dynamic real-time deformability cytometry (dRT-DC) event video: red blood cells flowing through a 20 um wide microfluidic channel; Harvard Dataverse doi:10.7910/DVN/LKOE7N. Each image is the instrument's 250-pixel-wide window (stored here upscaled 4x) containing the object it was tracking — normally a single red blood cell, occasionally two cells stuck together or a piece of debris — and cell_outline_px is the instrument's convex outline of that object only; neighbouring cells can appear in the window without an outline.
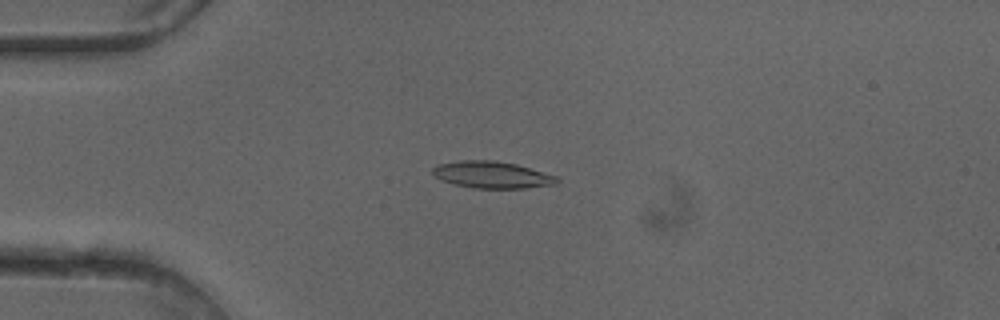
{"species": "common noctule bat (a hibernating species)", "species_latin": "Nyctalus noctula", "temperature_condition": "cold", "stored_images_in_passage": 50, "camera_frame_rate_fps": 3000, "um_per_image_px": 0.085, "animal": {"sex": "female"}, "frame": {"image": 1, "passage_image": 13, "time_ms": 4.0, "image_size_px": [1000, 320], "cell_outline_px": [[560, 180], [556, 184], [524, 188], [476, 188], [456, 184], [440, 180], [432, 172], [432, 168], [436, 164], [460, 160], [492, 160], [516, 164], [556, 176]], "centroid_in_image_um": [41.79, 14.85], "position_along_channel_um": 43.2, "area_um2": 19.31}}
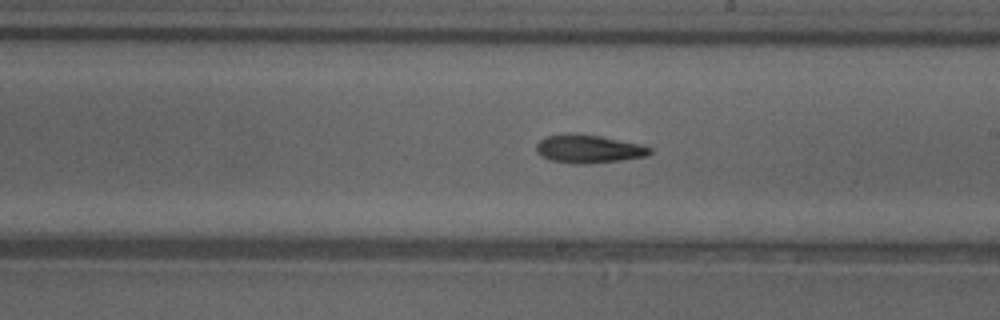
{"frame": {"image": 2, "passage_image": 29, "time_ms": 9.333, "image_size_px": [1000, 320], "cell_outline_px": [[652, 152], [644, 156], [620, 160], [588, 164], [576, 164], [552, 160], [536, 152], [536, 144], [544, 136], [600, 136], [640, 144], [652, 148]], "centroid_in_image_um": [50.06, 12.69], "position_along_channel_um": 238.9, "area_um2": 17.86}}
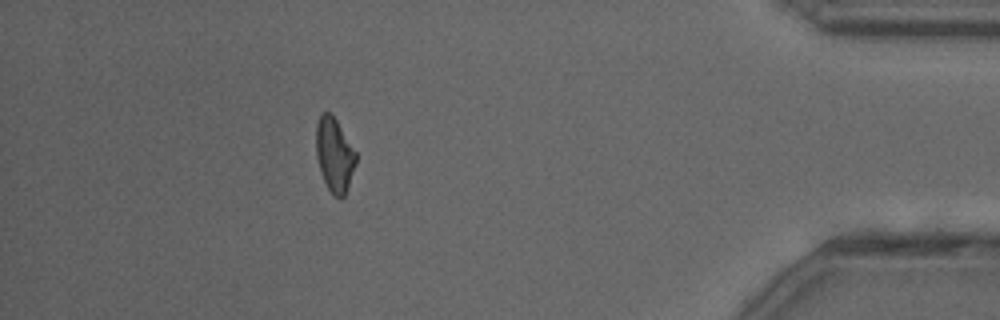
{"frame": {"image": 3, "passage_image": 45, "time_ms": 14.667, "image_size_px": [1000, 320], "cell_outline_px": [[356, 164], [344, 196], [340, 200], [328, 188], [320, 172], [316, 156], [316, 124], [320, 112], [328, 112], [336, 120], [356, 152]], "centroid_in_image_um": [28.41, 13.15], "position_along_channel_um": 406.8, "area_um2": 17.05}, "authors_computed_cell_mechanics": {"area_um2": 18.3515, "velocity_mm_per_s": 4.1058, "shape_relaxation_time_tau1_ms": 6.8624, "shape_relaxation_time_tau2_ms": 7.4954, "deformation_change_tau1": 0.1866, "deformation_change_tau2": 0.1757}}